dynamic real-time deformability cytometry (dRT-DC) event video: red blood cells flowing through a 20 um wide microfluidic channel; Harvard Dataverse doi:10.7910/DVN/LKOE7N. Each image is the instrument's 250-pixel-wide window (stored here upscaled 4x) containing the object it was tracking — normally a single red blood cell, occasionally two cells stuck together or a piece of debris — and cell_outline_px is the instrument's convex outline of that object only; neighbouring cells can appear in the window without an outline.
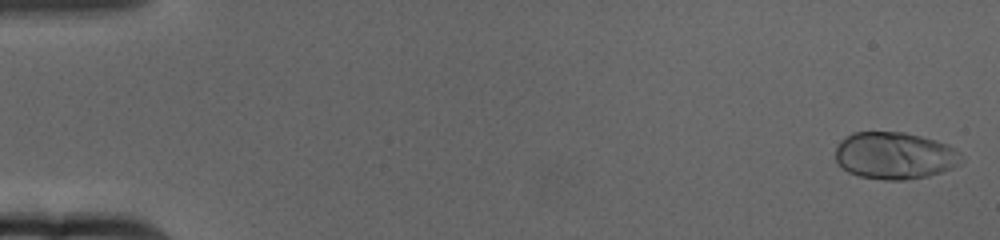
{"species": "human", "species_latin": "Homo sapiens", "temperature_condition": "cold", "stored_images_in_passage": 66, "camera_frame_rate_fps": 3000, "um_per_image_px": 0.085, "donor": {"sex": "female"}, "frame": {"image": 1, "passage_image": 2, "time_ms": 0.333, "image_size_px": [1000, 240], "cell_outline_px": [[964, 160], [952, 168], [928, 176], [904, 180], [888, 180], [860, 176], [848, 172], [840, 168], [836, 160], [836, 144], [840, 140], [852, 132], [904, 132], [936, 140], [948, 144], [960, 152]], "centroid_in_image_um": [76.04, 13.22], "position_along_channel_um": 9.0, "area_um2": 34.8}}
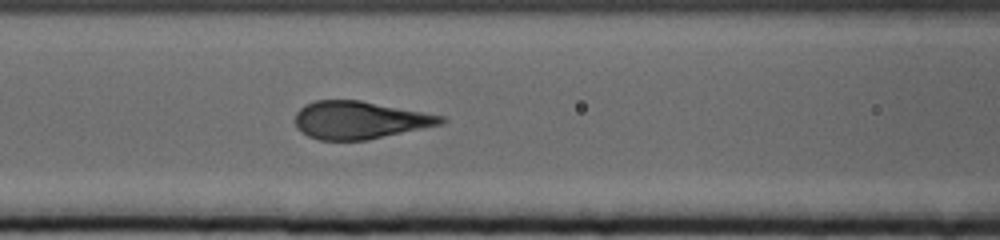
{"frame": {"image": 2, "passage_image": 29, "time_ms": 9.333, "image_size_px": [1000, 240], "cell_outline_px": [[448, 120], [444, 124], [368, 140], [320, 140], [308, 136], [300, 132], [296, 128], [296, 112], [304, 104], [316, 100], [360, 100], [444, 116]], "centroid_in_image_um": [30.58, 10.21], "position_along_channel_um": 136.0, "area_um2": 32.19}}
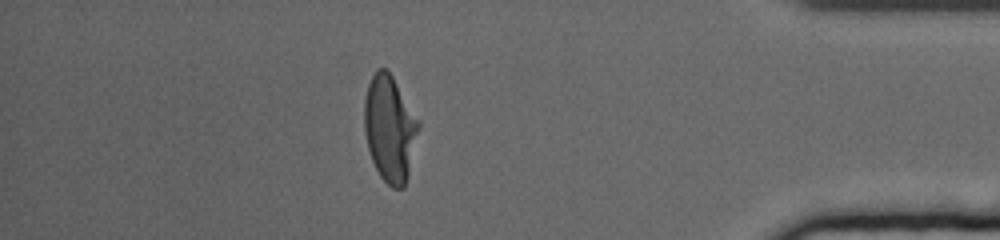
{"frame": {"image": 3, "passage_image": 58, "time_ms": 19.0, "image_size_px": [1000, 240], "cell_outline_px": [[420, 128], [404, 188], [392, 188], [380, 176], [372, 160], [368, 148], [364, 132], [364, 96], [368, 84], [376, 68], [388, 68], [420, 120]], "centroid_in_image_um": [33.13, 10.87], "position_along_channel_um": 402.1, "area_um2": 33.93}}